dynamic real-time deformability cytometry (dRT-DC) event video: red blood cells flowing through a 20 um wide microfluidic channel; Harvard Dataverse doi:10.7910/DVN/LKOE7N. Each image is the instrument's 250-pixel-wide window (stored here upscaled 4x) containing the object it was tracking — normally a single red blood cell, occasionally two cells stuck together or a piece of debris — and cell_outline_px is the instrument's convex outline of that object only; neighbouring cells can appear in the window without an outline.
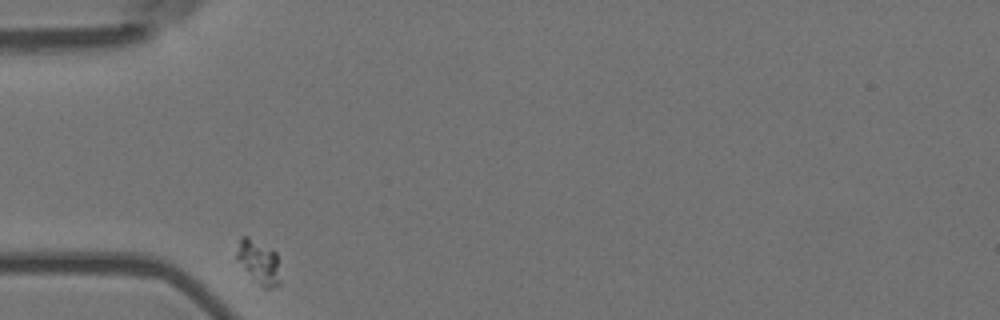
{"species": "Egyptian fruit bat (a non-hibernating species)", "species_latin": "Rousettus aegyptiacus", "temperature_condition": "room temperature", "stored_images_in_passage": 34, "camera_frame_rate_fps": 3000, "um_per_image_px": 0.085, "animal": {"sex": "female"}, "frame": {"image": 1, "passage_image": 1, "time_ms": 0.0, "image_size_px": [1000, 320], "cell_outline_px": [[280, 284], [272, 288], [264, 288], [236, 260], [236, 252], [240, 236], [248, 236], [276, 252]], "centroid_in_image_um": [21.97, 22.24], "position_along_channel_um": 63.0, "area_um2": 10.81}}
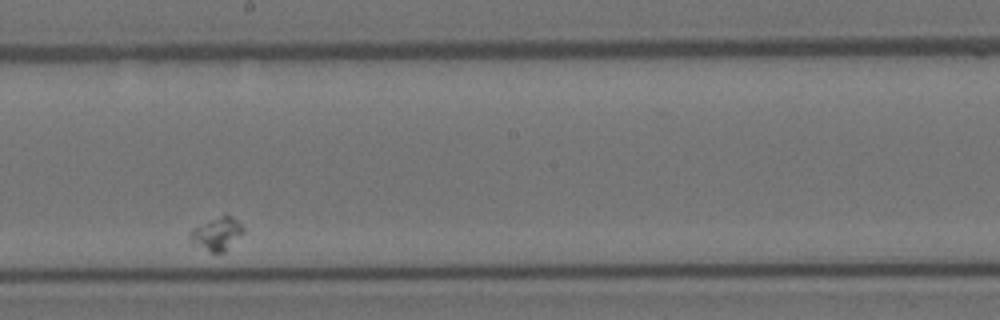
{"frame": {"image": 2, "passage_image": 20, "time_ms": 6.333, "image_size_px": [1000, 320], "cell_outline_px": [[244, 232], [224, 252], [212, 252], [192, 244], [188, 240], [188, 236], [192, 228], [224, 212], [232, 216], [244, 228]], "centroid_in_image_um": [18.4, 19.83], "position_along_channel_um": 229.8, "area_um2": 10.46}}
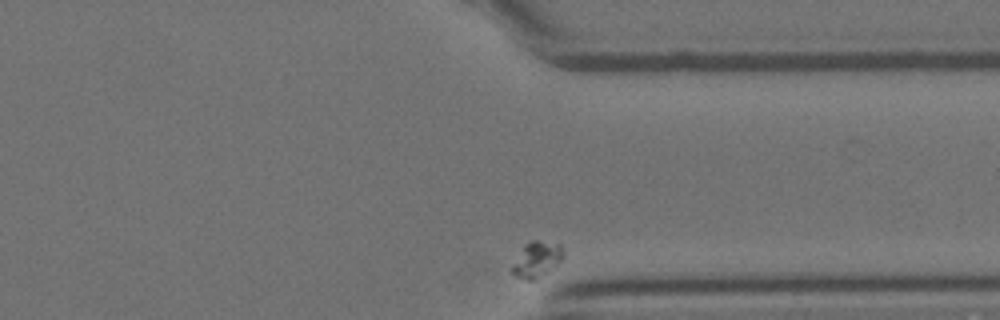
{"frame": {"image": 3, "passage_image": 34, "time_ms": 11.0, "image_size_px": [1000, 320], "cell_outline_px": [[564, 256], [556, 264], [532, 280], [524, 280], [516, 276], [512, 272], [512, 264], [524, 244], [532, 240], [536, 240], [560, 244]], "centroid_in_image_um": [45.58, 22.02], "position_along_channel_um": 365.8, "area_um2": 10.23}}